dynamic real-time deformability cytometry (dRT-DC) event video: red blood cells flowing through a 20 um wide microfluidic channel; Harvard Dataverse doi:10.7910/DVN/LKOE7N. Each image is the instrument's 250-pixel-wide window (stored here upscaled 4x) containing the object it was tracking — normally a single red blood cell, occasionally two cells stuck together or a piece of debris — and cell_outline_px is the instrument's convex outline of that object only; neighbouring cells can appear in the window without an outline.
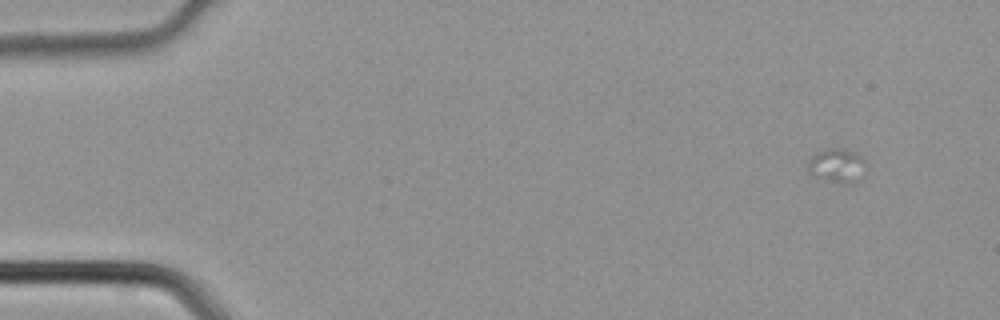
{"species": "common noctule bat (a hibernating species)", "species_latin": "Nyctalus noctula", "temperature_condition": "cold", "stored_images_in_passage": 16, "camera_frame_rate_fps": 3000, "um_per_image_px": 0.085, "animal": {"sex": "male", "body_mass_g": 21.5, "forearm_length_mm": 52.0}, "frame": {"image": 1, "passage_image": 5, "time_ms": 1.333, "image_size_px": [1000, 320], "cell_outline_px": [[868, 164], [864, 176], [852, 184], [844, 184], [828, 180], [816, 176], [808, 172], [808, 160], [816, 152], [824, 148], [844, 148], [856, 152]], "centroid_in_image_um": [71.2, 14.06], "position_along_channel_um": 13.8, "area_um2": 11.91}}